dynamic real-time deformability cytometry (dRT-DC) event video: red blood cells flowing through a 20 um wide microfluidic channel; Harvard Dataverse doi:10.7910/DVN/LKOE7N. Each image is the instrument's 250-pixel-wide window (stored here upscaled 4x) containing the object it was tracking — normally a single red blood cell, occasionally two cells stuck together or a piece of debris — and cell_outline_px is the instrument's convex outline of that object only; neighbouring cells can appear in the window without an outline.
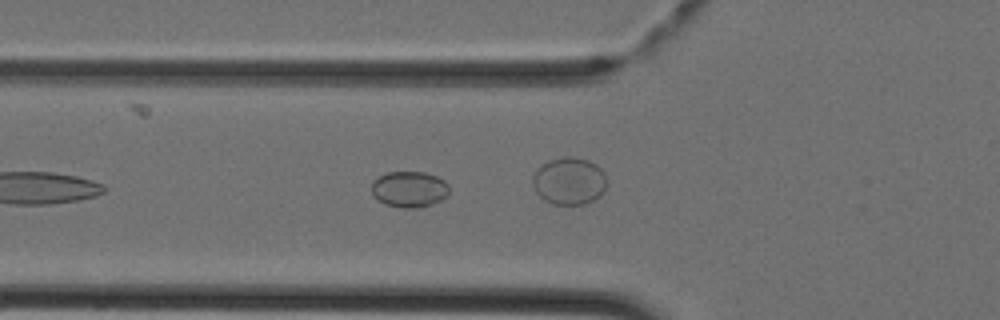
{"species": "Egyptian fruit bat (a non-hibernating species)", "species_latin": "Rousettus aegyptiacus", "temperature_condition": "cold", "stored_images_in_passage": 3, "camera_frame_rate_fps": 3000, "um_per_image_px": 0.085, "animal": {"sex": "female"}, "frame": {"image": 1, "passage_image": 3, "time_ms": 0.667, "image_size_px": [1000, 320], "cell_outline_px": [[448, 196], [432, 204], [416, 208], [404, 208], [384, 204], [372, 196], [372, 184], [380, 176], [388, 172], [424, 172], [436, 176], [444, 180], [448, 184]], "centroid_in_image_um": [34.8, 16.09], "position_along_channel_um": 91.0, "area_um2": 16.24}}